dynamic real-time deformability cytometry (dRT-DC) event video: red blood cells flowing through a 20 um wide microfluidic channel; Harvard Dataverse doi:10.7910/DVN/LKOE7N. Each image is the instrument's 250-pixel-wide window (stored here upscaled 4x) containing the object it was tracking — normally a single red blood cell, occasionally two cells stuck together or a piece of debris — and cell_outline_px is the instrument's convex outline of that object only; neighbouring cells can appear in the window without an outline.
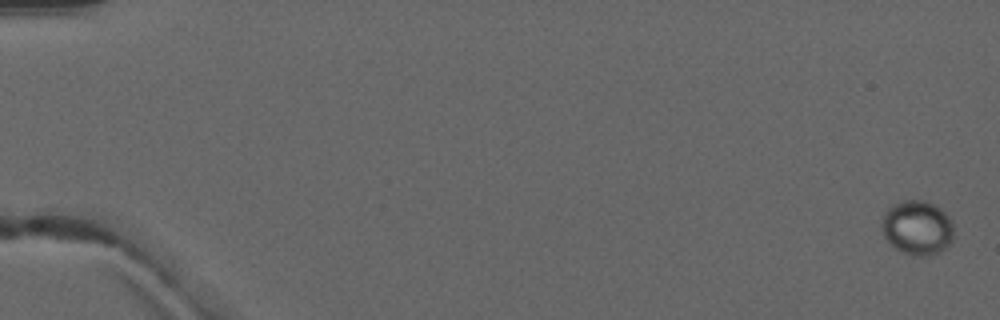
{"species": "common noctule bat (a hibernating species)", "species_latin": "Nyctalus noctula", "temperature_condition": "warm", "stored_images_in_passage": 5, "camera_frame_rate_fps": 3000, "um_per_image_px": 0.085, "animal": {"sex": "male", "forearm_length_mm": 52.5}, "frame": {"image": 1, "passage_image": 1, "time_ms": 0.0, "image_size_px": [1000, 320], "cell_outline_px": [[952, 240], [940, 252], [928, 256], [912, 256], [896, 248], [884, 236], [880, 228], [880, 224], [884, 212], [888, 208], [904, 200], [924, 200], [940, 208], [952, 220]], "centroid_in_image_um": [77.95, 19.35], "position_along_channel_um": 7.1, "area_um2": 22.77}}
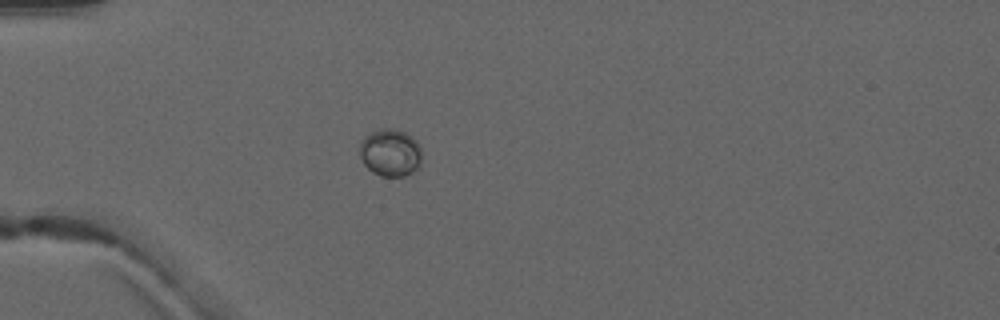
{"frame": {"image": 2, "passage_image": 5, "time_ms": 5.0, "image_size_px": [1000, 320], "cell_outline_px": [[420, 168], [404, 176], [380, 176], [372, 172], [364, 164], [360, 156], [360, 144], [364, 136], [380, 128], [396, 128], [412, 136], [416, 140], [420, 148]], "centroid_in_image_um": [33.18, 12.97], "position_along_channel_um": 51.8, "area_um2": 17.28}}